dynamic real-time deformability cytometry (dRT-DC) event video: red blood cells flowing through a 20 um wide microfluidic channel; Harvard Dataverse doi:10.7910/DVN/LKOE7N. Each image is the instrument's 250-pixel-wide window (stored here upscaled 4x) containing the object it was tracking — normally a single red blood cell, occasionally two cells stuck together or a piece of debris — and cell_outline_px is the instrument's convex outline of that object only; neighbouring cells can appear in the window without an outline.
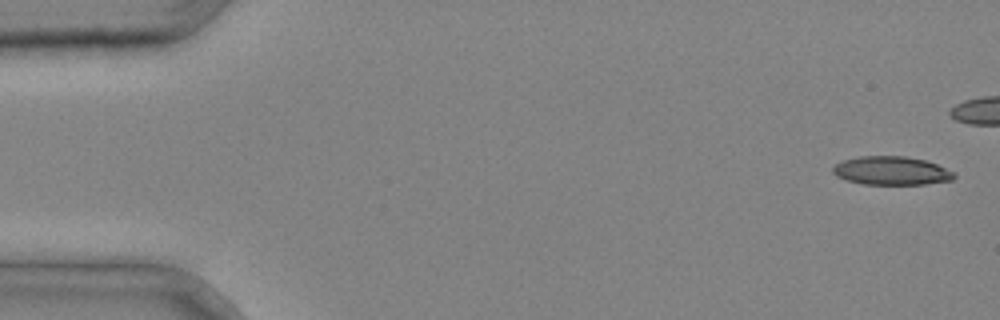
{"species": "common noctule bat (a hibernating species)", "species_latin": "Nyctalus noctula", "temperature_condition": "cold", "stored_images_in_passage": 5, "camera_frame_rate_fps": 3000, "um_per_image_px": 0.085, "animal": {"sex": "male", "body_mass_g": 20.4}, "frame": {"image": 1, "passage_image": 1, "time_ms": 0.0, "image_size_px": [1000, 320], "cell_outline_px": [[956, 176], [952, 180], [924, 184], [864, 184], [848, 180], [836, 176], [832, 172], [832, 168], [836, 164], [844, 160], [860, 156], [904, 156], [924, 160], [936, 164], [956, 172]], "centroid_in_image_um": [75.79, 14.51], "position_along_channel_um": 9.2, "area_um2": 20.06}}
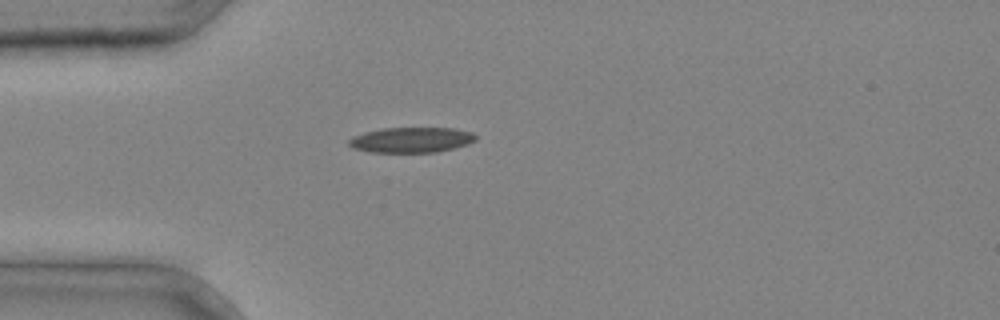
{"frame": {"image": 2, "passage_image": 5, "time_ms": 1.333, "image_size_px": [1000, 320], "cell_outline_px": [[476, 140], [468, 144], [436, 152], [372, 152], [352, 148], [348, 144], [348, 140], [352, 136], [364, 132], [380, 128], [456, 128], [472, 132], [476, 136]], "centroid_in_image_um": [34.94, 11.88], "position_along_channel_um": 50.1, "area_um2": 18.79}}